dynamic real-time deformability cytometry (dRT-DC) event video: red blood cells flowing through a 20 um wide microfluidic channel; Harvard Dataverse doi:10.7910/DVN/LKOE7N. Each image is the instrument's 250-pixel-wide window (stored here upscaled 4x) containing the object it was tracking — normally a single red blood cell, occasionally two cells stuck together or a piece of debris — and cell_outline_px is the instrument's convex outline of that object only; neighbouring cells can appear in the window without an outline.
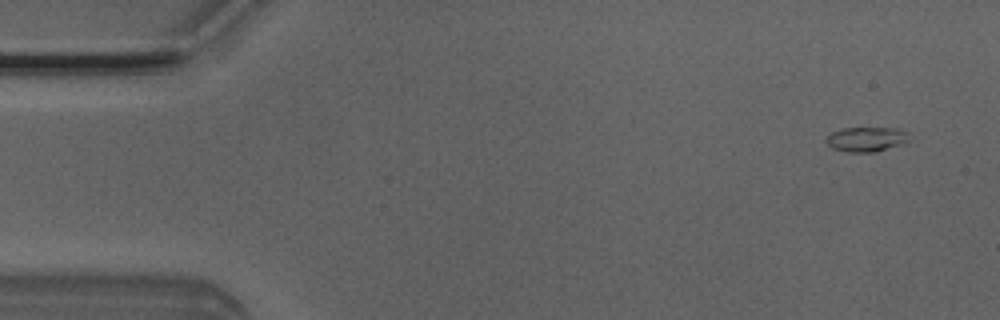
{"species": "Egyptian fruit bat (a non-hibernating species)", "species_latin": "Rousettus aegyptiacus", "temperature_condition": "room temperature", "stored_images_in_passage": 4, "camera_frame_rate_fps": 3000, "um_per_image_px": 0.085, "animal": {"sex": "male"}, "frame": {"image": 1, "passage_image": 1, "time_ms": 0.0, "image_size_px": [1000, 320], "cell_outline_px": [[908, 140], [904, 144], [876, 152], [848, 152], [832, 148], [824, 140], [832, 132], [844, 128], [896, 128], [904, 132]], "centroid_in_image_um": [73.61, 11.85], "position_along_channel_um": 11.4, "area_um2": 11.79}}